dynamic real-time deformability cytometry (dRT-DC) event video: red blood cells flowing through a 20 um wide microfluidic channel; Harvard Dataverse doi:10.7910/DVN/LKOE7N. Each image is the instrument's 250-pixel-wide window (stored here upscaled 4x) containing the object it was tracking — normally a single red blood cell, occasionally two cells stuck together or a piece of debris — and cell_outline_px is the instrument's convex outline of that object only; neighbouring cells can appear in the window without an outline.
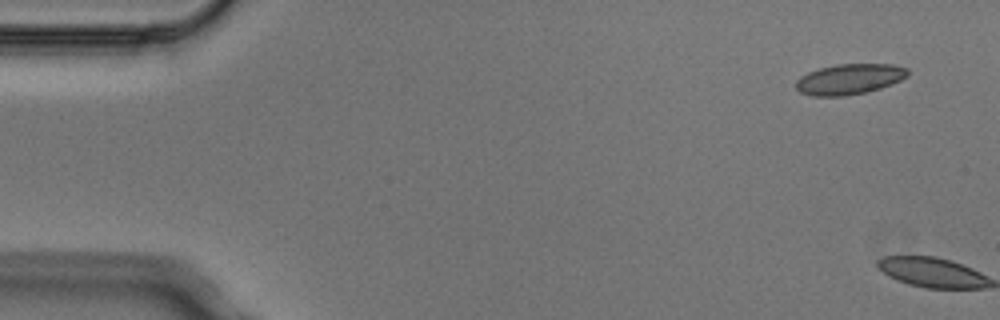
{"species": "Egyptian fruit bat (a non-hibernating species)", "species_latin": "Rousettus aegyptiacus", "temperature_condition": "cold", "stored_images_in_passage": 2, "camera_frame_rate_fps": 3000, "um_per_image_px": 0.085, "animal": {"sex": "male"}, "frame": {"image": 1, "passage_image": 1, "time_ms": 0.0, "image_size_px": [1000, 320], "cell_outline_px": [[908, 76], [892, 84], [868, 92], [844, 96], [812, 96], [800, 92], [796, 88], [796, 80], [800, 76], [808, 72], [820, 68], [836, 64], [892, 64], [908, 68]], "centroid_in_image_um": [72.2, 6.73], "position_along_channel_um": 12.8, "area_um2": 20.0}}